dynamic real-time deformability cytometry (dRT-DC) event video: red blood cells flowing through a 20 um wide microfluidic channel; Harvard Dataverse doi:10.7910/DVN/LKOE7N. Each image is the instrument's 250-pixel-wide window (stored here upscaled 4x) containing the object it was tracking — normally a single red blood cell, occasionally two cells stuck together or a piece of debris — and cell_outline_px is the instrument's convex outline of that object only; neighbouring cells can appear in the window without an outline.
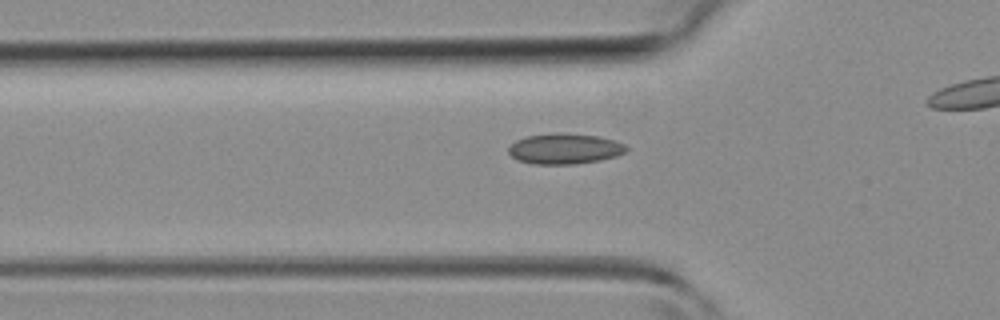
{"species": "common noctule bat (a hibernating species)", "species_latin": "Nyctalus noctula", "temperature_condition": "room temperature", "stored_images_in_passage": 23, "camera_frame_rate_fps": 3000, "um_per_image_px": 0.085, "animal": {"sex": "female", "body_mass_g": 19.3, "forearm_length_mm": 54.1}, "frame": {"image": 1, "passage_image": 2, "time_ms": 0.333, "image_size_px": [1000, 320], "cell_outline_px": [[628, 148], [624, 152], [616, 156], [600, 160], [576, 164], [532, 164], [516, 160], [508, 152], [508, 148], [516, 140], [524, 136], [552, 132], [560, 132], [600, 136], [616, 140], [624, 144]], "centroid_in_image_um": [47.98, 12.63], "position_along_channel_um": 77.8, "area_um2": 21.33}}
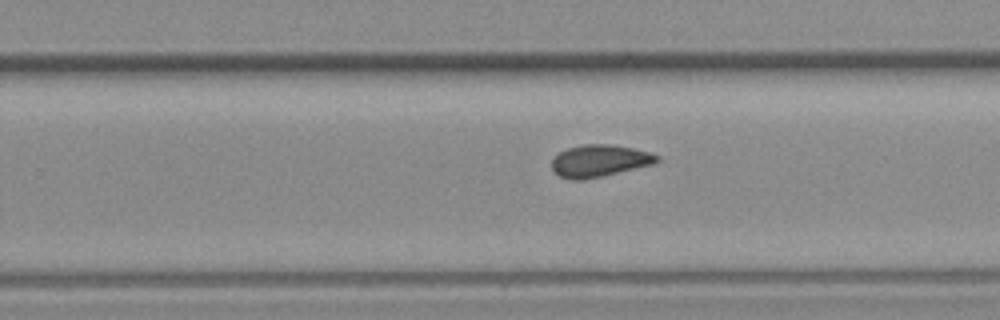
{"frame": {"image": 2, "passage_image": 15, "time_ms": 4.667, "image_size_px": [1000, 320], "cell_outline_px": [[660, 160], [652, 164], [584, 180], [572, 180], [560, 176], [552, 168], [552, 160], [560, 152], [568, 148], [584, 144], [608, 144], [632, 148], [648, 152], [660, 156]], "centroid_in_image_um": [50.95, 13.67], "position_along_channel_um": 278.9, "area_um2": 19.31}}
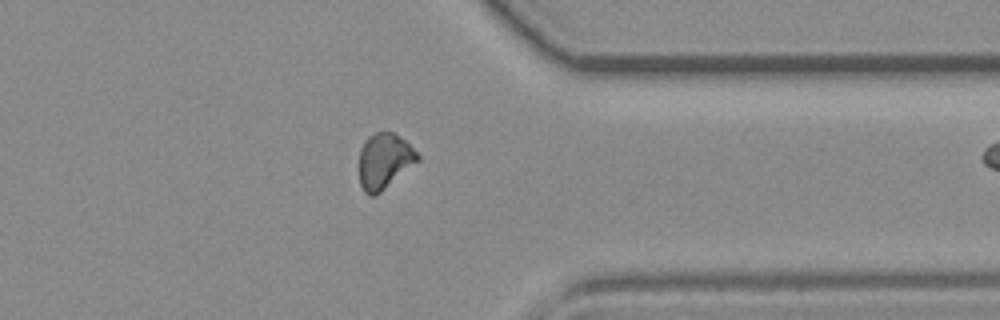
{"frame": {"image": 3, "passage_image": 22, "time_ms": 7.0, "image_size_px": [1000, 320], "cell_outline_px": [[420, 160], [376, 196], [368, 196], [364, 192], [360, 184], [360, 148], [364, 140], [368, 136], [376, 132], [392, 132], [400, 136], [420, 156]], "centroid_in_image_um": [32.66, 13.7], "position_along_channel_um": 378.7, "area_um2": 18.96}}